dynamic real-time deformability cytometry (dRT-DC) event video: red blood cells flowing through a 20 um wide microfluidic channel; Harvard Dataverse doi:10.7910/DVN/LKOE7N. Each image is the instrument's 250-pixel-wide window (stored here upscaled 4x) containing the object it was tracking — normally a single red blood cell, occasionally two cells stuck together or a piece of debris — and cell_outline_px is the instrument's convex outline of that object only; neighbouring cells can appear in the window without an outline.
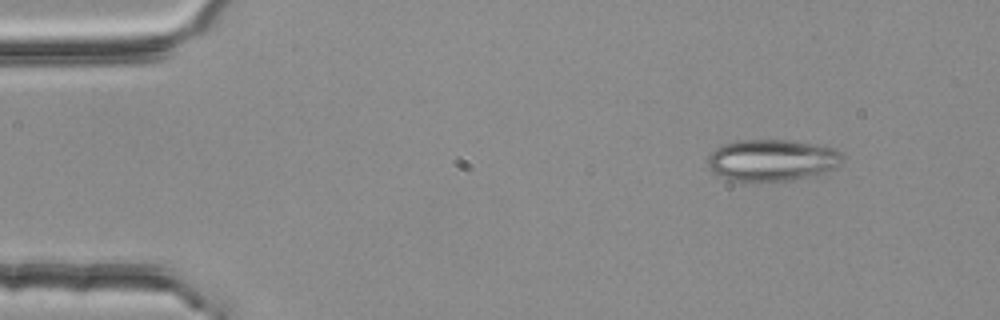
{"species": "common noctule bat (a hibernating species)", "species_latin": "Nyctalus noctula", "temperature_condition": "room temperature", "stored_images_in_passage": 6, "camera_frame_rate_fps": 3000, "um_per_image_px": 0.085, "animal": {"sex": "female", "body_mass_g": 25.1}, "frame": {"image": 1, "passage_image": 1, "time_ms": 0.0, "image_size_px": [1000, 320], "cell_outline_px": [[844, 160], [836, 168], [828, 172], [816, 176], [788, 180], [756, 184], [728, 180], [712, 172], [708, 168], [708, 156], [716, 148], [724, 144], [736, 140], [788, 140], [836, 148], [844, 156]], "centroid_in_image_um": [65.63, 13.66], "position_along_channel_um": 19.4, "area_um2": 33.7}}
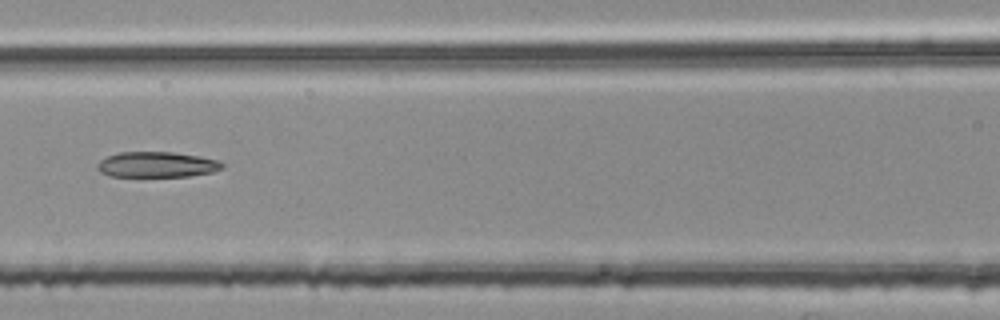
{"frame": {"image": 2, "passage_image": 6, "time_ms": 1.667, "image_size_px": [1000, 320], "cell_outline_px": [[224, 168], [212, 172], [188, 176], [108, 176], [100, 172], [96, 168], [96, 164], [100, 160], [108, 156], [120, 152], [172, 152], [200, 156], [220, 160], [224, 164]], "centroid_in_image_um": [13.34, 13.98], "position_along_channel_um": 153.3, "area_um2": 18.67}}